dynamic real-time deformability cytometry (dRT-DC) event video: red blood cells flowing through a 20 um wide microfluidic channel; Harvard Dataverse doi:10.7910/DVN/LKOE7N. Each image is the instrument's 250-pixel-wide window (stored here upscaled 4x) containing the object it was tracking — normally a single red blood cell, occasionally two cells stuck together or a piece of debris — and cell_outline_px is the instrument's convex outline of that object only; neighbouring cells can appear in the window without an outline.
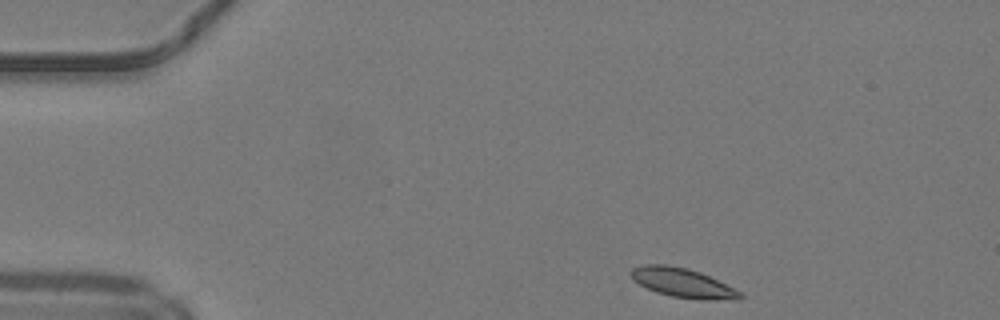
{"species": "common noctule bat (a hibernating species)", "species_latin": "Nyctalus noctula", "temperature_condition": "warm", "stored_images_in_passage": 42, "camera_frame_rate_fps": 3000, "um_per_image_px": 0.085, "animal": {"sex": "male", "body_mass_g": 19.2, "forearm_length_mm": 51.8}, "frame": {"image": 1, "passage_image": 1, "time_ms": 0.0, "image_size_px": [1000, 320], "cell_outline_px": [[744, 296], [740, 300], [700, 300], [672, 296], [656, 292], [632, 280], [628, 272], [632, 268], [644, 264], [664, 264], [688, 268], [700, 272], [740, 292]], "centroid_in_image_um": [57.99, 24.04], "position_along_channel_um": 27.0, "area_um2": 18.61}}
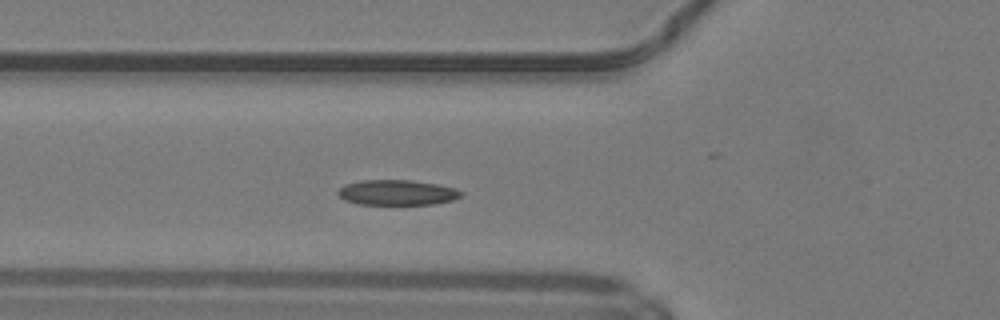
{"frame": {"image": 2, "passage_image": 11, "time_ms": 3.333, "image_size_px": [1000, 320], "cell_outline_px": [[464, 196], [452, 200], [436, 204], [360, 204], [344, 200], [336, 192], [344, 184], [364, 180], [412, 180], [436, 184], [456, 188], [464, 192]], "centroid_in_image_um": [33.79, 16.36], "position_along_channel_um": 92.0, "area_um2": 18.21}}
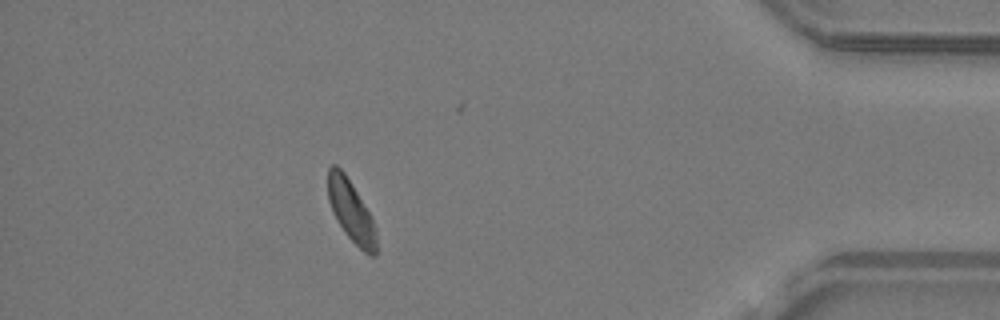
{"frame": {"image": 3, "passage_image": 37, "time_ms": 12.0, "image_size_px": [1000, 320], "cell_outline_px": [[376, 256], [368, 256], [348, 236], [332, 212], [328, 200], [328, 168], [332, 164], [336, 164], [344, 172], [352, 184], [372, 216], [376, 232]], "centroid_in_image_um": [29.84, 17.93], "position_along_channel_um": 405.4, "area_um2": 17.28}, "authors_computed_cell_mechanics": {"area_um2": 17.9758, "velocity_mm_per_s": 4.1646, "shape_relaxation_time_tau1_ms": 5.0886, "shape_relaxation_time_tau2_ms": 7.3215, "deformation_change_tau1": 0.1225, "deformation_change_tau2": 0.1346}}